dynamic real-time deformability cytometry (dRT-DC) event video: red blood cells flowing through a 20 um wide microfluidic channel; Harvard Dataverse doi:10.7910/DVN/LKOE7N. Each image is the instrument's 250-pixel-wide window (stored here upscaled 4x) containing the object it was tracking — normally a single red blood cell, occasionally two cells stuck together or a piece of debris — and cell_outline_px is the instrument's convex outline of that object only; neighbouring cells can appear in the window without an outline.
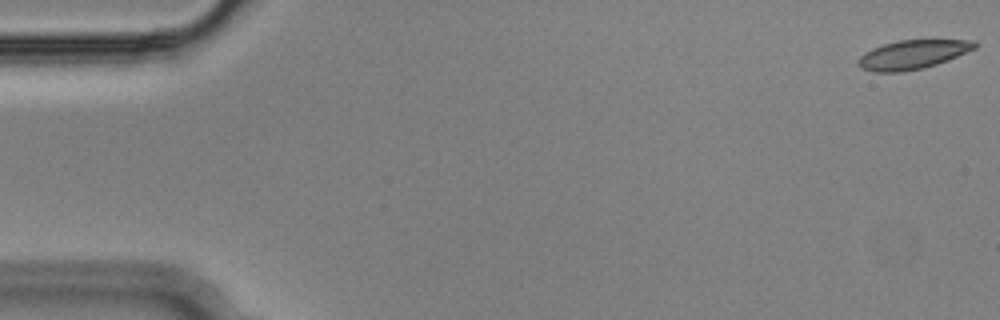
{"species": "Egyptian fruit bat (a non-hibernating species)", "species_latin": "Rousettus aegyptiacus", "temperature_condition": "cold", "stored_images_in_passage": 55, "camera_frame_rate_fps": 3000, "um_per_image_px": 0.085, "animal": {"sex": "male"}, "frame": {"image": 1, "passage_image": 1, "time_ms": 0.0, "image_size_px": [1000, 320], "cell_outline_px": [[980, 44], [976, 48], [948, 60], [924, 68], [900, 72], [872, 72], [860, 68], [856, 64], [856, 60], [864, 52], [872, 48], [896, 40], [976, 40]], "centroid_in_image_um": [77.55, 4.64], "position_along_channel_um": 7.4, "area_um2": 19.94}}
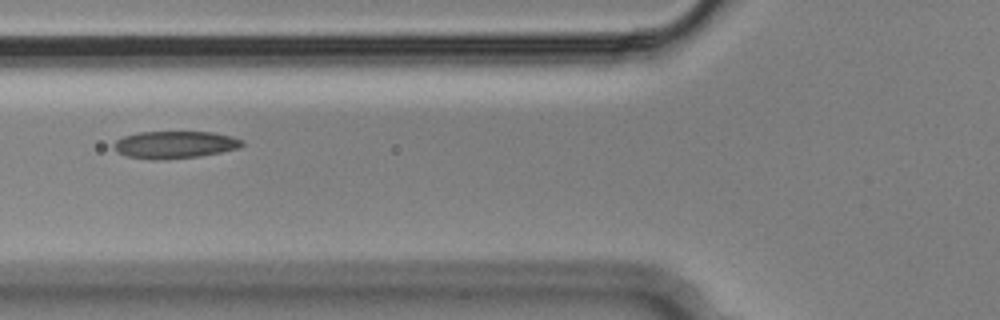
{"frame": {"image": 2, "passage_image": 21, "time_ms": 6.667, "image_size_px": [1000, 320], "cell_outline_px": [[244, 144], [240, 148], [200, 156], [128, 156], [116, 152], [112, 148], [112, 144], [116, 140], [124, 136], [140, 132], [212, 132], [232, 136], [244, 140]], "centroid_in_image_um": [14.92, 12.24], "position_along_channel_um": 110.9, "area_um2": 19.42}}
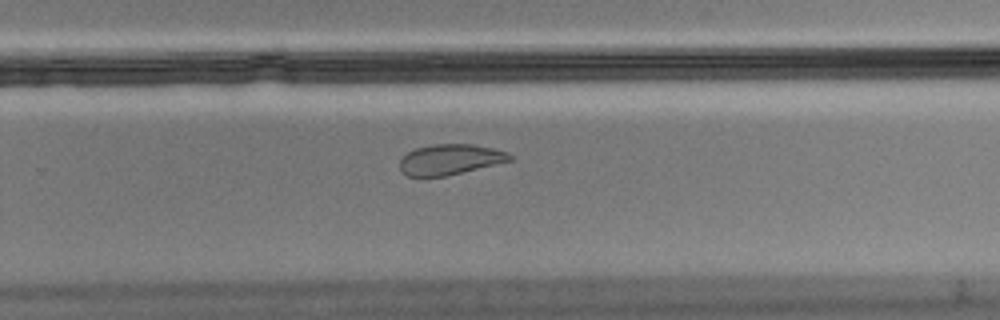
{"frame": {"image": 3, "passage_image": 36, "time_ms": 11.667, "image_size_px": [1000, 320], "cell_outline_px": [[512, 160], [444, 176], [408, 176], [400, 168], [400, 160], [408, 152], [416, 148], [432, 144], [472, 144], [492, 148], [508, 152], [512, 156]], "centroid_in_image_um": [38.25, 13.54], "position_along_channel_um": 291.5, "area_um2": 19.19}, "authors_computed_cell_mechanics": {"area_um2": 20.808, "velocity_mm_per_s": 3.6125, "shape_relaxation_time_tau1_ms": null, "shape_relaxation_time_tau2_ms": 2.9222, "deformation_change_tau1": null, "deformation_change_tau2": 0.0876}}